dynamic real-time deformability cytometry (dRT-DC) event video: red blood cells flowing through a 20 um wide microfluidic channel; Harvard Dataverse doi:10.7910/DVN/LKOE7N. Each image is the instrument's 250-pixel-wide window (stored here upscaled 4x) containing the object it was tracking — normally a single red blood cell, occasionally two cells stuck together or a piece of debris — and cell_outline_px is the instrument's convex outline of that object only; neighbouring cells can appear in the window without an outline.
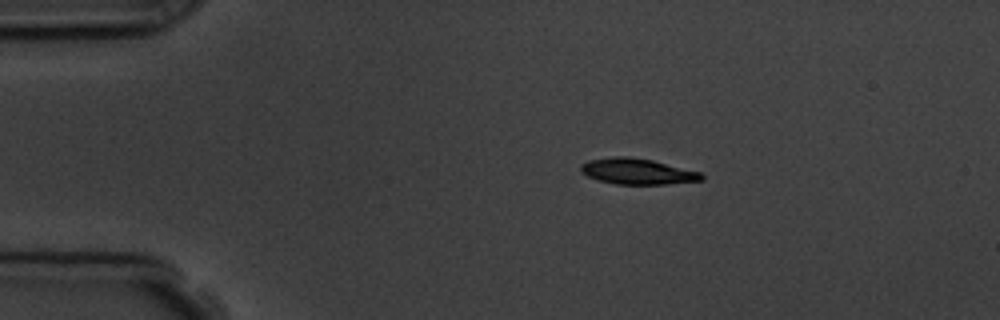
{"species": "common noctule bat (a hibernating species)", "species_latin": "Nyctalus noctula", "temperature_condition": "room temperature", "stored_images_in_passage": 5, "camera_frame_rate_fps": 3000, "um_per_image_px": 0.085, "animal": {"sex": "male", "body_mass_g": 19.5, "forearm_length_mm": 54.6}, "frame": {"image": 1, "passage_image": 1, "time_ms": 0.0, "image_size_px": [1000, 320], "cell_outline_px": [[704, 180], [664, 184], [616, 184], [596, 180], [580, 172], [580, 164], [588, 160], [612, 156], [628, 156], [652, 160], [700, 172], [704, 176]], "centroid_in_image_um": [54.12, 14.56], "position_along_channel_um": 30.9, "area_um2": 18.26}}
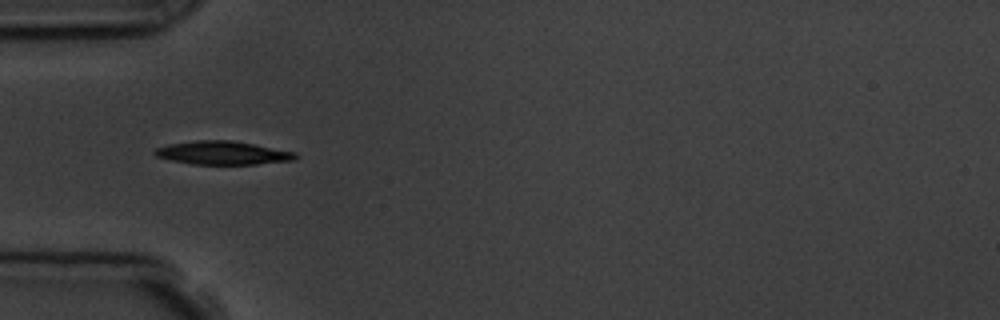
{"frame": {"image": 2, "passage_image": 3, "time_ms": 2.333, "image_size_px": [1000, 320], "cell_outline_px": [[300, 156], [296, 160], [256, 164], [192, 164], [172, 160], [156, 156], [152, 152], [156, 148], [168, 144], [196, 140], [232, 140], [296, 152]], "centroid_in_image_um": [18.96, 12.99], "position_along_channel_um": 66.0, "area_um2": 19.25}}
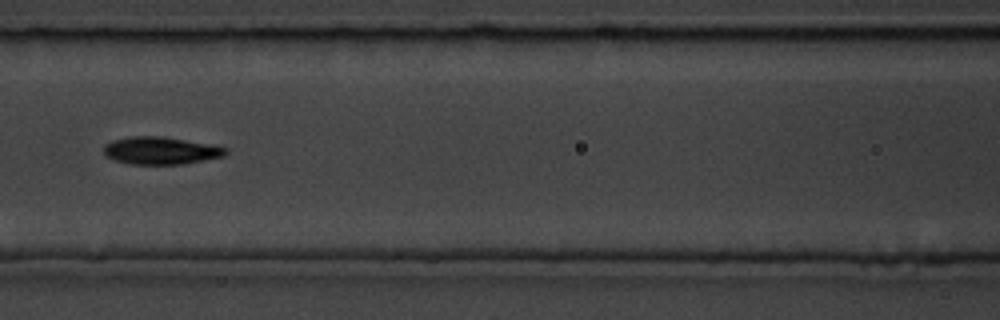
{"frame": {"image": 3, "passage_image": 5, "time_ms": 4.667, "image_size_px": [1000, 320], "cell_outline_px": [[228, 152], [224, 156], [184, 164], [128, 164], [112, 160], [104, 156], [104, 144], [112, 140], [128, 136], [164, 136], [208, 144], [228, 148]], "centroid_in_image_um": [13.61, 12.8], "position_along_channel_um": 153.0, "area_um2": 19.77}}